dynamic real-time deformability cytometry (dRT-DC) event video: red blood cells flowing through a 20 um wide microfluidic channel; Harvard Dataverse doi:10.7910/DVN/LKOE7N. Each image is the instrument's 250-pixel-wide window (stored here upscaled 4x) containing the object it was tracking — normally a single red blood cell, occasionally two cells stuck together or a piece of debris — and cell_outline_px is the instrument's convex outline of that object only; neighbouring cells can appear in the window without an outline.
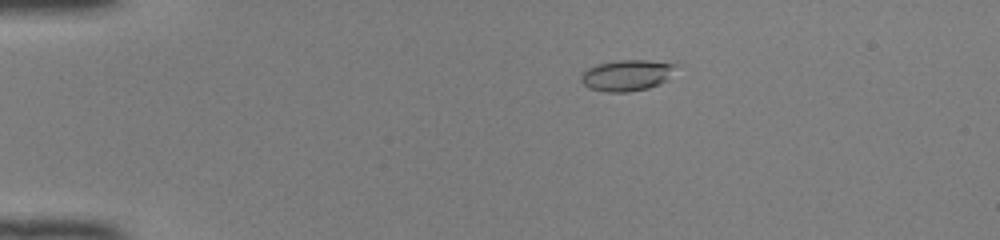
{"species": "common noctule bat (a hibernating species)", "species_latin": "Nyctalus noctula", "temperature_condition": "room temperature", "stored_images_in_passage": 41, "camera_frame_rate_fps": 3000, "um_per_image_px": 0.085, "animal": {"sex": "female", "body_mass_g": 22.0, "forearm_length_mm": 56.7}, "frame": {"image": 1, "passage_image": 2, "time_ms": 0.333, "image_size_px": [1000, 240], "cell_outline_px": [[680, 64], [660, 84], [648, 88], [628, 92], [608, 92], [588, 88], [580, 80], [580, 72], [596, 64], [620, 60], [648, 60]], "centroid_in_image_um": [53.24, 6.39], "position_along_channel_um": 31.8, "area_um2": 17.22}}
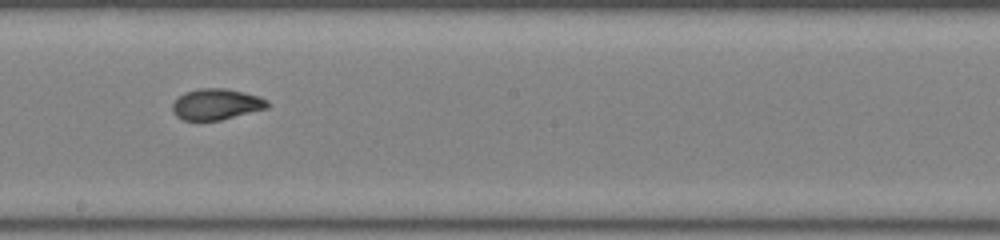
{"frame": {"image": 2, "passage_image": 21, "time_ms": 6.667, "image_size_px": [1000, 240], "cell_outline_px": [[272, 104], [268, 108], [220, 120], [184, 120], [176, 116], [172, 112], [172, 104], [184, 92], [200, 88], [228, 88], [260, 96], [268, 100]], "centroid_in_image_um": [18.42, 8.85], "position_along_channel_um": 229.8, "area_um2": 17.34}}
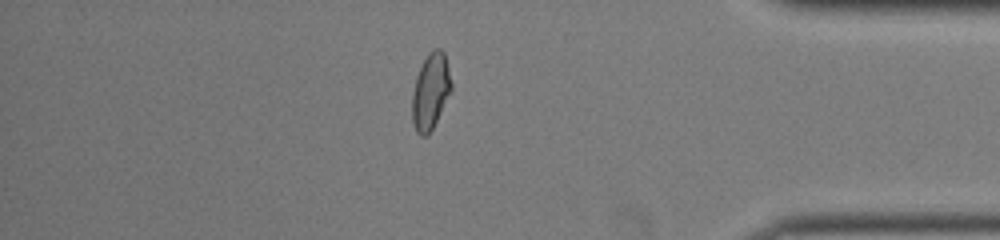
{"frame": {"image": 3, "passage_image": 35, "time_ms": 11.333, "image_size_px": [1000, 240], "cell_outline_px": [[452, 92], [428, 136], [420, 136], [416, 132], [412, 120], [412, 92], [416, 76], [428, 52], [432, 48], [440, 48], [444, 52], [452, 84]], "centroid_in_image_um": [36.6, 7.78], "position_along_channel_um": 398.6, "area_um2": 17.57}, "authors_computed_cell_mechanics": {"area_um2": 17.34, "velocity_mm_per_s": 4.1391, "shape_relaxation_time_tau1_ms": 11.2601, "shape_relaxation_time_tau2_ms": 0.7968, "deformation_change_tau1": 0.3045, "deformation_change_tau2": 0.0576}}